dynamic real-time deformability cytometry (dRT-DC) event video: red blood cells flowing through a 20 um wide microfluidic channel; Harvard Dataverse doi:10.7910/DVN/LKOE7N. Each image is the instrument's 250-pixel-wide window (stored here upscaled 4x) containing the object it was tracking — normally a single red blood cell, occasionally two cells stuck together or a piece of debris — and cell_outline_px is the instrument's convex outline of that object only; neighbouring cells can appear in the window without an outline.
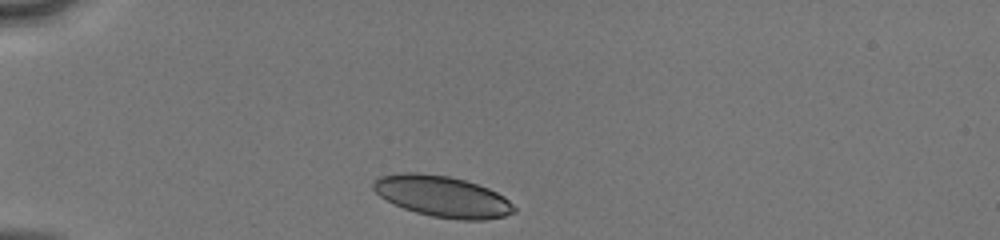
{"species": "human", "species_latin": "Homo sapiens", "temperature_condition": "cold", "stored_images_in_passage": 31, "camera_frame_rate_fps": 3000, "um_per_image_px": 0.085, "donor": {"sex": "male"}, "frame": {"image": 1, "passage_image": 1, "time_ms": 0.0, "image_size_px": [1000, 240], "cell_outline_px": [[516, 212], [504, 216], [484, 220], [460, 220], [432, 216], [416, 212], [404, 208], [380, 196], [372, 188], [372, 184], [380, 176], [400, 172], [420, 172], [448, 176], [464, 180], [488, 188], [504, 196], [516, 208]], "centroid_in_image_um": [37.61, 16.69], "position_along_channel_um": 47.4, "area_um2": 33.58}}
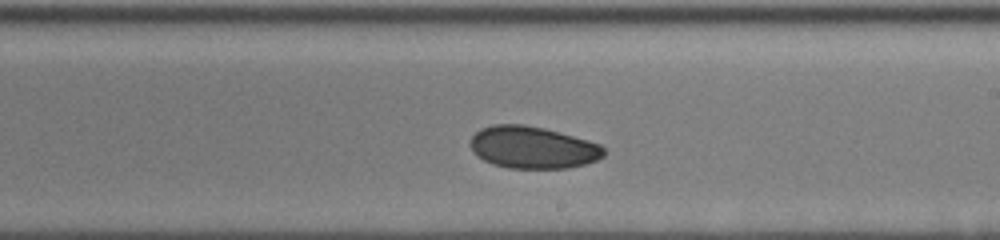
{"frame": {"image": 2, "passage_image": 18, "time_ms": 5.667, "image_size_px": [1000, 240], "cell_outline_px": [[604, 156], [596, 160], [584, 164], [568, 168], [508, 168], [492, 164], [476, 156], [472, 152], [472, 136], [480, 128], [492, 124], [524, 124], [544, 128], [588, 140], [600, 144], [604, 148]], "centroid_in_image_um": [45.27, 12.53], "position_along_channel_um": 243.7, "area_um2": 32.77}}
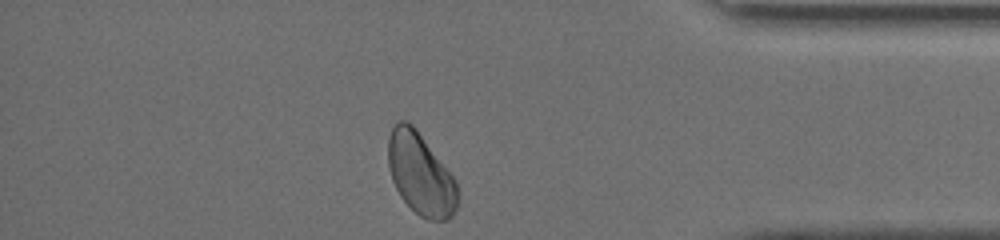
{"frame": {"image": 3, "passage_image": 31, "time_ms": 10.0, "image_size_px": [1000, 240], "cell_outline_px": [[460, 192], [456, 208], [452, 216], [448, 220], [428, 220], [420, 216], [400, 196], [392, 180], [388, 164], [388, 136], [396, 120], [404, 120], [412, 124], [416, 128], [456, 180]], "centroid_in_image_um": [35.76, 14.79], "position_along_channel_um": 399.4, "area_um2": 33.29}, "authors_computed_cell_mechanics": {"area_um2": 33.0616, "velocity_mm_per_s": 4.0761, "shape_relaxation_time_tau1_ms": 4.6453, "shape_relaxation_time_tau2_ms": 11.2879, "deformation_change_tau1": 0.0945, "deformation_change_tau2": 0.1335}}